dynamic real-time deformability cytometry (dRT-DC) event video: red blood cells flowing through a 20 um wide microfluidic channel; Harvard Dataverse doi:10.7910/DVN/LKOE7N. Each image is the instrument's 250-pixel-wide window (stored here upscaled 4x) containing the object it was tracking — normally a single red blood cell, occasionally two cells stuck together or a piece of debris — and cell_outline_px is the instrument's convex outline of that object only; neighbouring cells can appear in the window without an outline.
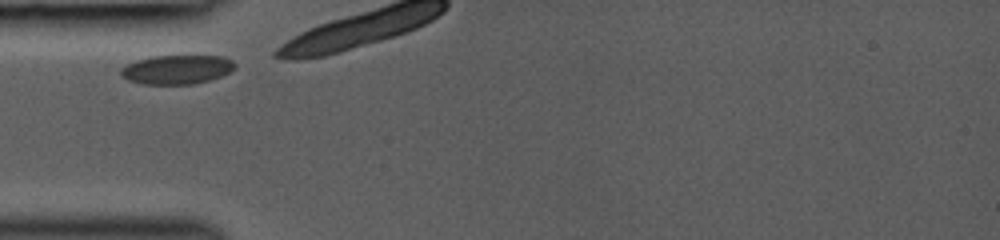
{"species": "common noctule bat (a hibernating species)", "species_latin": "Nyctalus noctula", "temperature_condition": "room temperature", "stored_images_in_passage": 5, "camera_frame_rate_fps": 3000, "um_per_image_px": 0.085, "animal": {"sex": "female", "body_mass_g": 19.0, "forearm_length_mm": 53.3}, "frame": {"image": 1, "passage_image": 1, "time_ms": 0.0, "image_size_px": [1000, 240], "cell_outline_px": [[236, 64], [228, 72], [220, 76], [208, 80], [192, 84], [140, 84], [128, 80], [120, 76], [120, 68], [136, 60], [152, 56], [220, 56], [232, 60]], "centroid_in_image_um": [14.96, 5.91], "position_along_channel_um": 70.0, "area_um2": 19.19}}